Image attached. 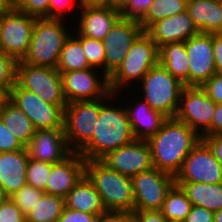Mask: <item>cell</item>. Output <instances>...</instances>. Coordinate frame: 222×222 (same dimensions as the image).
<instances>
[{"label":"cell","instance_id":"6da1fadb","mask_svg":"<svg viewBox=\"0 0 222 222\" xmlns=\"http://www.w3.org/2000/svg\"><path fill=\"white\" fill-rule=\"evenodd\" d=\"M115 96L109 92L100 99V113L98 121L94 123L93 137L78 152L85 160H101L109 152L136 140L125 106L118 99L120 106L114 105L116 100L112 99Z\"/></svg>","mask_w":222,"mask_h":222},{"label":"cell","instance_id":"7a4b0ae2","mask_svg":"<svg viewBox=\"0 0 222 222\" xmlns=\"http://www.w3.org/2000/svg\"><path fill=\"white\" fill-rule=\"evenodd\" d=\"M202 137L188 125L176 118H167L160 130L147 142L150 146L153 166L172 176Z\"/></svg>","mask_w":222,"mask_h":222},{"label":"cell","instance_id":"3957f363","mask_svg":"<svg viewBox=\"0 0 222 222\" xmlns=\"http://www.w3.org/2000/svg\"><path fill=\"white\" fill-rule=\"evenodd\" d=\"M85 175L100 194L106 211H134L131 178L111 169L102 160H86Z\"/></svg>","mask_w":222,"mask_h":222},{"label":"cell","instance_id":"277c9868","mask_svg":"<svg viewBox=\"0 0 222 222\" xmlns=\"http://www.w3.org/2000/svg\"><path fill=\"white\" fill-rule=\"evenodd\" d=\"M158 52L156 43L143 31L132 43L119 67L108 77L110 92L121 97L123 89L135 82L139 84L146 73L159 63Z\"/></svg>","mask_w":222,"mask_h":222},{"label":"cell","instance_id":"5b68a950","mask_svg":"<svg viewBox=\"0 0 222 222\" xmlns=\"http://www.w3.org/2000/svg\"><path fill=\"white\" fill-rule=\"evenodd\" d=\"M65 22L36 18L28 51L21 61L33 66L56 68L64 42L71 34L65 25L69 22Z\"/></svg>","mask_w":222,"mask_h":222},{"label":"cell","instance_id":"8992f818","mask_svg":"<svg viewBox=\"0 0 222 222\" xmlns=\"http://www.w3.org/2000/svg\"><path fill=\"white\" fill-rule=\"evenodd\" d=\"M136 87V91L142 90L138 91L142 94L140 98L152 109L161 112L167 118H175L185 85L162 65L158 63L152 67Z\"/></svg>","mask_w":222,"mask_h":222},{"label":"cell","instance_id":"52a82bcc","mask_svg":"<svg viewBox=\"0 0 222 222\" xmlns=\"http://www.w3.org/2000/svg\"><path fill=\"white\" fill-rule=\"evenodd\" d=\"M16 83L39 98L55 105H67L63 94L61 73L53 67L33 66L17 62Z\"/></svg>","mask_w":222,"mask_h":222},{"label":"cell","instance_id":"ba28073f","mask_svg":"<svg viewBox=\"0 0 222 222\" xmlns=\"http://www.w3.org/2000/svg\"><path fill=\"white\" fill-rule=\"evenodd\" d=\"M100 99L74 101L64 108V134L72 152H79L93 137L98 121Z\"/></svg>","mask_w":222,"mask_h":222},{"label":"cell","instance_id":"9c48e42d","mask_svg":"<svg viewBox=\"0 0 222 222\" xmlns=\"http://www.w3.org/2000/svg\"><path fill=\"white\" fill-rule=\"evenodd\" d=\"M213 102L200 86H185L175 118L188 125L201 137L212 135Z\"/></svg>","mask_w":222,"mask_h":222},{"label":"cell","instance_id":"30bf717a","mask_svg":"<svg viewBox=\"0 0 222 222\" xmlns=\"http://www.w3.org/2000/svg\"><path fill=\"white\" fill-rule=\"evenodd\" d=\"M10 101L32 122L35 130L64 129V108L45 102L35 93L22 89L17 83L10 90Z\"/></svg>","mask_w":222,"mask_h":222},{"label":"cell","instance_id":"8fae6325","mask_svg":"<svg viewBox=\"0 0 222 222\" xmlns=\"http://www.w3.org/2000/svg\"><path fill=\"white\" fill-rule=\"evenodd\" d=\"M36 17L30 16L13 5L3 12L0 31V50L21 61L29 48Z\"/></svg>","mask_w":222,"mask_h":222},{"label":"cell","instance_id":"7c38bea8","mask_svg":"<svg viewBox=\"0 0 222 222\" xmlns=\"http://www.w3.org/2000/svg\"><path fill=\"white\" fill-rule=\"evenodd\" d=\"M134 210H161L168 192L176 184L174 176L155 167L131 178Z\"/></svg>","mask_w":222,"mask_h":222},{"label":"cell","instance_id":"4fadbf2b","mask_svg":"<svg viewBox=\"0 0 222 222\" xmlns=\"http://www.w3.org/2000/svg\"><path fill=\"white\" fill-rule=\"evenodd\" d=\"M60 73L67 103L101 99L110 92L108 76L102 70L88 68Z\"/></svg>","mask_w":222,"mask_h":222},{"label":"cell","instance_id":"5bb4252c","mask_svg":"<svg viewBox=\"0 0 222 222\" xmlns=\"http://www.w3.org/2000/svg\"><path fill=\"white\" fill-rule=\"evenodd\" d=\"M175 183H221L222 165L201 140L184 160Z\"/></svg>","mask_w":222,"mask_h":222},{"label":"cell","instance_id":"9a60e30c","mask_svg":"<svg viewBox=\"0 0 222 222\" xmlns=\"http://www.w3.org/2000/svg\"><path fill=\"white\" fill-rule=\"evenodd\" d=\"M143 32L139 21L120 17L103 39L105 75L110 76L122 63L132 43Z\"/></svg>","mask_w":222,"mask_h":222},{"label":"cell","instance_id":"2e32d148","mask_svg":"<svg viewBox=\"0 0 222 222\" xmlns=\"http://www.w3.org/2000/svg\"><path fill=\"white\" fill-rule=\"evenodd\" d=\"M189 61L188 86H202L217 73L213 56V34L199 33L185 41Z\"/></svg>","mask_w":222,"mask_h":222},{"label":"cell","instance_id":"e0dca14e","mask_svg":"<svg viewBox=\"0 0 222 222\" xmlns=\"http://www.w3.org/2000/svg\"><path fill=\"white\" fill-rule=\"evenodd\" d=\"M101 160L111 169L129 178L154 167L147 140H134L109 152Z\"/></svg>","mask_w":222,"mask_h":222},{"label":"cell","instance_id":"ac0fdd59","mask_svg":"<svg viewBox=\"0 0 222 222\" xmlns=\"http://www.w3.org/2000/svg\"><path fill=\"white\" fill-rule=\"evenodd\" d=\"M72 18L75 19L77 25L74 30H77L78 34L91 39L101 40L105 38L115 22L121 17L120 7L116 4H108L102 6H85L81 7ZM79 12V13H78ZM78 19H77V17Z\"/></svg>","mask_w":222,"mask_h":222},{"label":"cell","instance_id":"d6986e66","mask_svg":"<svg viewBox=\"0 0 222 222\" xmlns=\"http://www.w3.org/2000/svg\"><path fill=\"white\" fill-rule=\"evenodd\" d=\"M26 148L30 158L51 164L62 162L72 153L64 129L36 130Z\"/></svg>","mask_w":222,"mask_h":222},{"label":"cell","instance_id":"ffe728a7","mask_svg":"<svg viewBox=\"0 0 222 222\" xmlns=\"http://www.w3.org/2000/svg\"><path fill=\"white\" fill-rule=\"evenodd\" d=\"M144 32L158 48L167 43L185 42L200 33L187 11L161 19Z\"/></svg>","mask_w":222,"mask_h":222},{"label":"cell","instance_id":"44dd1931","mask_svg":"<svg viewBox=\"0 0 222 222\" xmlns=\"http://www.w3.org/2000/svg\"><path fill=\"white\" fill-rule=\"evenodd\" d=\"M85 162L78 152H72L62 162L52 164L45 193L65 198L85 174Z\"/></svg>","mask_w":222,"mask_h":222},{"label":"cell","instance_id":"7402d4cb","mask_svg":"<svg viewBox=\"0 0 222 222\" xmlns=\"http://www.w3.org/2000/svg\"><path fill=\"white\" fill-rule=\"evenodd\" d=\"M131 105H125L129 122L136 140H148L154 136L167 119L161 112L152 109L139 96ZM136 102V103H134Z\"/></svg>","mask_w":222,"mask_h":222},{"label":"cell","instance_id":"603a6c76","mask_svg":"<svg viewBox=\"0 0 222 222\" xmlns=\"http://www.w3.org/2000/svg\"><path fill=\"white\" fill-rule=\"evenodd\" d=\"M29 160L27 148L0 153V185L10 197L26 185V170Z\"/></svg>","mask_w":222,"mask_h":222},{"label":"cell","instance_id":"cb8c5ba5","mask_svg":"<svg viewBox=\"0 0 222 222\" xmlns=\"http://www.w3.org/2000/svg\"><path fill=\"white\" fill-rule=\"evenodd\" d=\"M186 11L200 33L222 32L221 0H188Z\"/></svg>","mask_w":222,"mask_h":222},{"label":"cell","instance_id":"d4e9b609","mask_svg":"<svg viewBox=\"0 0 222 222\" xmlns=\"http://www.w3.org/2000/svg\"><path fill=\"white\" fill-rule=\"evenodd\" d=\"M66 208L79 210L94 215H103L106 209L100 194L84 174L64 198Z\"/></svg>","mask_w":222,"mask_h":222},{"label":"cell","instance_id":"484cf974","mask_svg":"<svg viewBox=\"0 0 222 222\" xmlns=\"http://www.w3.org/2000/svg\"><path fill=\"white\" fill-rule=\"evenodd\" d=\"M159 64L185 86H188L189 61L185 42L167 43L159 47Z\"/></svg>","mask_w":222,"mask_h":222},{"label":"cell","instance_id":"4316f807","mask_svg":"<svg viewBox=\"0 0 222 222\" xmlns=\"http://www.w3.org/2000/svg\"><path fill=\"white\" fill-rule=\"evenodd\" d=\"M186 194L192 205L203 207L212 212L222 209L221 183H176Z\"/></svg>","mask_w":222,"mask_h":222},{"label":"cell","instance_id":"83f0119b","mask_svg":"<svg viewBox=\"0 0 222 222\" xmlns=\"http://www.w3.org/2000/svg\"><path fill=\"white\" fill-rule=\"evenodd\" d=\"M0 119L25 147L29 144L36 130L31 120L10 100L0 110Z\"/></svg>","mask_w":222,"mask_h":222},{"label":"cell","instance_id":"f1b7e54d","mask_svg":"<svg viewBox=\"0 0 222 222\" xmlns=\"http://www.w3.org/2000/svg\"><path fill=\"white\" fill-rule=\"evenodd\" d=\"M92 68L84 55L81 42L71 33L65 40L56 69L59 72H70Z\"/></svg>","mask_w":222,"mask_h":222},{"label":"cell","instance_id":"f546056e","mask_svg":"<svg viewBox=\"0 0 222 222\" xmlns=\"http://www.w3.org/2000/svg\"><path fill=\"white\" fill-rule=\"evenodd\" d=\"M64 207V198L43 193L26 216V222H58Z\"/></svg>","mask_w":222,"mask_h":222},{"label":"cell","instance_id":"4dcf8cb0","mask_svg":"<svg viewBox=\"0 0 222 222\" xmlns=\"http://www.w3.org/2000/svg\"><path fill=\"white\" fill-rule=\"evenodd\" d=\"M191 207V201L182 189L175 184L168 192L161 212L169 222H183L189 214Z\"/></svg>","mask_w":222,"mask_h":222},{"label":"cell","instance_id":"1f68e13d","mask_svg":"<svg viewBox=\"0 0 222 222\" xmlns=\"http://www.w3.org/2000/svg\"><path fill=\"white\" fill-rule=\"evenodd\" d=\"M188 0H153L145 16L139 21L142 30L145 31L151 24L185 12Z\"/></svg>","mask_w":222,"mask_h":222},{"label":"cell","instance_id":"d6a6232c","mask_svg":"<svg viewBox=\"0 0 222 222\" xmlns=\"http://www.w3.org/2000/svg\"><path fill=\"white\" fill-rule=\"evenodd\" d=\"M72 29L73 27L70 31L75 33L74 36L81 42L84 55L89 65L98 70L102 69V72L105 74V49L103 41L81 36L76 30L74 31V29Z\"/></svg>","mask_w":222,"mask_h":222},{"label":"cell","instance_id":"836d02e7","mask_svg":"<svg viewBox=\"0 0 222 222\" xmlns=\"http://www.w3.org/2000/svg\"><path fill=\"white\" fill-rule=\"evenodd\" d=\"M52 164L29 157L26 170V183L45 193Z\"/></svg>","mask_w":222,"mask_h":222},{"label":"cell","instance_id":"e575fe53","mask_svg":"<svg viewBox=\"0 0 222 222\" xmlns=\"http://www.w3.org/2000/svg\"><path fill=\"white\" fill-rule=\"evenodd\" d=\"M43 193V191L26 184L11 195L10 198L21 212L27 216L32 207L36 205V202L40 200Z\"/></svg>","mask_w":222,"mask_h":222},{"label":"cell","instance_id":"d590c367","mask_svg":"<svg viewBox=\"0 0 222 222\" xmlns=\"http://www.w3.org/2000/svg\"><path fill=\"white\" fill-rule=\"evenodd\" d=\"M153 0H123L119 7L121 17L140 21L150 8Z\"/></svg>","mask_w":222,"mask_h":222},{"label":"cell","instance_id":"8d00e7d4","mask_svg":"<svg viewBox=\"0 0 222 222\" xmlns=\"http://www.w3.org/2000/svg\"><path fill=\"white\" fill-rule=\"evenodd\" d=\"M17 61L0 50V86L9 91L16 83Z\"/></svg>","mask_w":222,"mask_h":222},{"label":"cell","instance_id":"74e56055","mask_svg":"<svg viewBox=\"0 0 222 222\" xmlns=\"http://www.w3.org/2000/svg\"><path fill=\"white\" fill-rule=\"evenodd\" d=\"M13 6L30 16L48 18L49 0H13Z\"/></svg>","mask_w":222,"mask_h":222},{"label":"cell","instance_id":"f35d334b","mask_svg":"<svg viewBox=\"0 0 222 222\" xmlns=\"http://www.w3.org/2000/svg\"><path fill=\"white\" fill-rule=\"evenodd\" d=\"M74 3V5H73ZM73 7L76 10H80V6L77 0H49V7H48V18L50 19H59V20H67V16L70 17V9ZM70 7V8H69ZM69 13H68V12ZM67 13V14H66ZM65 16V18H64Z\"/></svg>","mask_w":222,"mask_h":222},{"label":"cell","instance_id":"ab89813d","mask_svg":"<svg viewBox=\"0 0 222 222\" xmlns=\"http://www.w3.org/2000/svg\"><path fill=\"white\" fill-rule=\"evenodd\" d=\"M26 147L8 130L0 119V153L23 150Z\"/></svg>","mask_w":222,"mask_h":222},{"label":"cell","instance_id":"60d3db41","mask_svg":"<svg viewBox=\"0 0 222 222\" xmlns=\"http://www.w3.org/2000/svg\"><path fill=\"white\" fill-rule=\"evenodd\" d=\"M0 222H26V216L10 197L0 205Z\"/></svg>","mask_w":222,"mask_h":222},{"label":"cell","instance_id":"b9f144b4","mask_svg":"<svg viewBox=\"0 0 222 222\" xmlns=\"http://www.w3.org/2000/svg\"><path fill=\"white\" fill-rule=\"evenodd\" d=\"M201 88L216 104H222V73H215Z\"/></svg>","mask_w":222,"mask_h":222},{"label":"cell","instance_id":"7bdbcfd3","mask_svg":"<svg viewBox=\"0 0 222 222\" xmlns=\"http://www.w3.org/2000/svg\"><path fill=\"white\" fill-rule=\"evenodd\" d=\"M99 216L64 207L58 222H97Z\"/></svg>","mask_w":222,"mask_h":222},{"label":"cell","instance_id":"ee69618b","mask_svg":"<svg viewBox=\"0 0 222 222\" xmlns=\"http://www.w3.org/2000/svg\"><path fill=\"white\" fill-rule=\"evenodd\" d=\"M183 222H214V212L192 205L189 214Z\"/></svg>","mask_w":222,"mask_h":222},{"label":"cell","instance_id":"f6af8a7d","mask_svg":"<svg viewBox=\"0 0 222 222\" xmlns=\"http://www.w3.org/2000/svg\"><path fill=\"white\" fill-rule=\"evenodd\" d=\"M135 222H169L161 210H134Z\"/></svg>","mask_w":222,"mask_h":222},{"label":"cell","instance_id":"bcb514c9","mask_svg":"<svg viewBox=\"0 0 222 222\" xmlns=\"http://www.w3.org/2000/svg\"><path fill=\"white\" fill-rule=\"evenodd\" d=\"M202 141L208 146L213 156L222 165V135L202 136Z\"/></svg>","mask_w":222,"mask_h":222},{"label":"cell","instance_id":"7dc6e473","mask_svg":"<svg viewBox=\"0 0 222 222\" xmlns=\"http://www.w3.org/2000/svg\"><path fill=\"white\" fill-rule=\"evenodd\" d=\"M97 222H135L133 213L107 211L100 215Z\"/></svg>","mask_w":222,"mask_h":222},{"label":"cell","instance_id":"c3c4849f","mask_svg":"<svg viewBox=\"0 0 222 222\" xmlns=\"http://www.w3.org/2000/svg\"><path fill=\"white\" fill-rule=\"evenodd\" d=\"M213 56L217 72L222 73V32L213 33Z\"/></svg>","mask_w":222,"mask_h":222},{"label":"cell","instance_id":"681fc988","mask_svg":"<svg viewBox=\"0 0 222 222\" xmlns=\"http://www.w3.org/2000/svg\"><path fill=\"white\" fill-rule=\"evenodd\" d=\"M212 135H222V104L216 105L212 117Z\"/></svg>","mask_w":222,"mask_h":222},{"label":"cell","instance_id":"f907efd6","mask_svg":"<svg viewBox=\"0 0 222 222\" xmlns=\"http://www.w3.org/2000/svg\"><path fill=\"white\" fill-rule=\"evenodd\" d=\"M80 7L85 6H102L111 4L108 0H77Z\"/></svg>","mask_w":222,"mask_h":222},{"label":"cell","instance_id":"816d5d0a","mask_svg":"<svg viewBox=\"0 0 222 222\" xmlns=\"http://www.w3.org/2000/svg\"><path fill=\"white\" fill-rule=\"evenodd\" d=\"M10 100V91L0 86V110L6 105V103Z\"/></svg>","mask_w":222,"mask_h":222},{"label":"cell","instance_id":"f5cc1de1","mask_svg":"<svg viewBox=\"0 0 222 222\" xmlns=\"http://www.w3.org/2000/svg\"><path fill=\"white\" fill-rule=\"evenodd\" d=\"M13 5L12 0H0V11H5Z\"/></svg>","mask_w":222,"mask_h":222},{"label":"cell","instance_id":"db71d44e","mask_svg":"<svg viewBox=\"0 0 222 222\" xmlns=\"http://www.w3.org/2000/svg\"><path fill=\"white\" fill-rule=\"evenodd\" d=\"M214 222H222V209L214 212Z\"/></svg>","mask_w":222,"mask_h":222},{"label":"cell","instance_id":"11a10c76","mask_svg":"<svg viewBox=\"0 0 222 222\" xmlns=\"http://www.w3.org/2000/svg\"><path fill=\"white\" fill-rule=\"evenodd\" d=\"M8 198L5 194L3 187L0 185V205Z\"/></svg>","mask_w":222,"mask_h":222},{"label":"cell","instance_id":"9f6ffc18","mask_svg":"<svg viewBox=\"0 0 222 222\" xmlns=\"http://www.w3.org/2000/svg\"><path fill=\"white\" fill-rule=\"evenodd\" d=\"M111 4L120 5L123 0H108Z\"/></svg>","mask_w":222,"mask_h":222},{"label":"cell","instance_id":"6f0895ef","mask_svg":"<svg viewBox=\"0 0 222 222\" xmlns=\"http://www.w3.org/2000/svg\"><path fill=\"white\" fill-rule=\"evenodd\" d=\"M3 12H4V11H0V31H1V26H2Z\"/></svg>","mask_w":222,"mask_h":222}]
</instances>
